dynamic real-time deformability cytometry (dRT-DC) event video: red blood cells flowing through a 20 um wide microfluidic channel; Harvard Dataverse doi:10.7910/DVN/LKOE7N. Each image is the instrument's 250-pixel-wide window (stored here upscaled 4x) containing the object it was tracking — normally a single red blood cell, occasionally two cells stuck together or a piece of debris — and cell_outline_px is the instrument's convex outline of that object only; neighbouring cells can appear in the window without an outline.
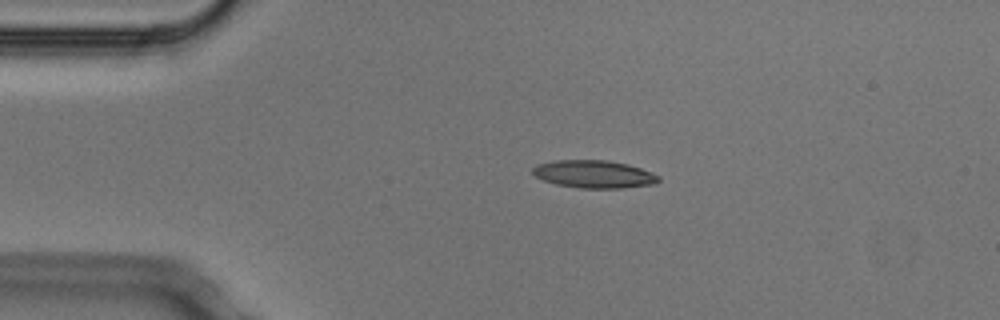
{"species": "Egyptian fruit bat (a non-hibernating species)", "species_latin": "Rousettus aegyptiacus", "temperature_condition": "cold", "stored_images_in_passage": 4, "camera_frame_rate_fps": 3000, "um_per_image_px": 0.085, "animal": {"sex": "male"}, "frame": {"image": 1, "passage_image": 3, "time_ms": 0.667, "image_size_px": [1000, 320], "cell_outline_px": [[660, 180], [656, 184], [624, 188], [580, 188], [556, 184], [544, 180], [536, 176], [532, 172], [532, 168], [536, 164], [556, 160], [608, 160], [628, 164], [652, 172], [660, 176]], "centroid_in_image_um": [50.52, 14.8], "position_along_channel_um": 34.5, "area_um2": 20.46}}